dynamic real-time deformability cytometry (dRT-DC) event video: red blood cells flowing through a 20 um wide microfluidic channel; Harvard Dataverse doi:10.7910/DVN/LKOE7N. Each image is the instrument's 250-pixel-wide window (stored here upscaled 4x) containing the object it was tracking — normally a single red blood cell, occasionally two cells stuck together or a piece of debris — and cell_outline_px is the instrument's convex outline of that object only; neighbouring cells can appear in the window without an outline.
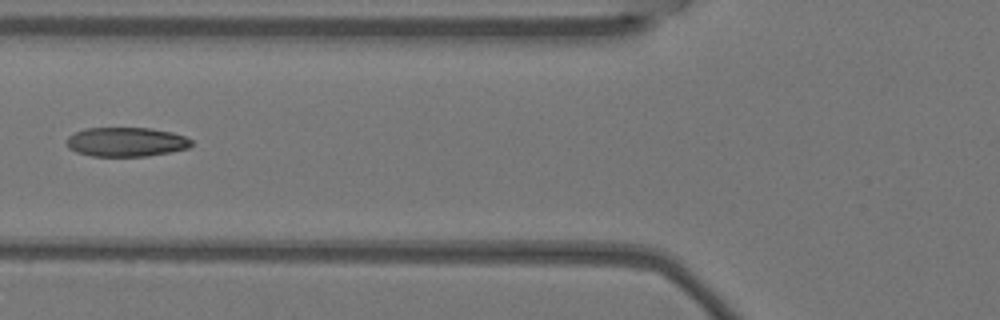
{"species": "Egyptian fruit bat (a non-hibernating species)", "species_latin": "Rousettus aegyptiacus", "temperature_condition": "warm", "stored_images_in_passage": 6, "camera_frame_rate_fps": 3000, "um_per_image_px": 0.085, "animal": {"sex": "female"}, "frame": {"image": 1, "passage_image": 5, "time_ms": 1.333, "image_size_px": [1000, 320], "cell_outline_px": [[192, 144], [188, 148], [148, 156], [92, 156], [76, 152], [68, 148], [68, 136], [84, 128], [152, 128], [172, 132], [184, 136], [192, 140]], "centroid_in_image_um": [10.73, 12.06], "position_along_channel_um": 115.1, "area_um2": 21.21}}
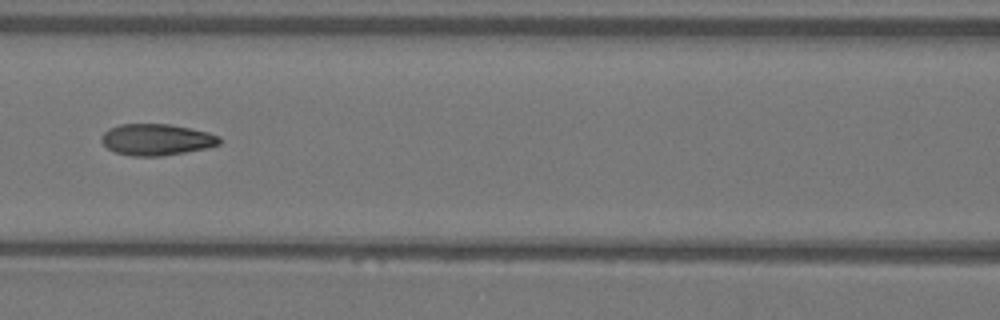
{"frame": {"image": 2, "passage_image": 6, "time_ms": 1.667, "image_size_px": [1000, 320], "cell_outline_px": [[220, 144], [208, 148], [160, 156], [132, 156], [116, 152], [108, 148], [100, 140], [100, 136], [108, 128], [120, 124], [168, 124], [208, 132], [220, 136]], "centroid_in_image_um": [13.29, 11.86], "position_along_channel_um": 153.3, "area_um2": 21.56}}